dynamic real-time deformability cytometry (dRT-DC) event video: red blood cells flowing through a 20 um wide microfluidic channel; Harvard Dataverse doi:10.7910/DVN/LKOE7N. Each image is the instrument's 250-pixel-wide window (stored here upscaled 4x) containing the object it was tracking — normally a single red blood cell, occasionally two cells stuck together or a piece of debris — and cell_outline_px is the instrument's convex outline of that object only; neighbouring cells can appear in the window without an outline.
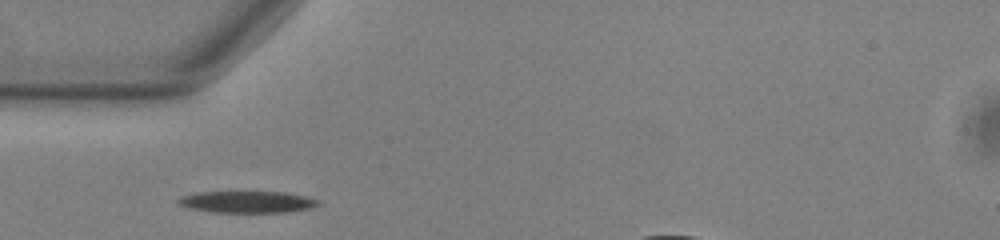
{"species": "common noctule bat (a hibernating species)", "species_latin": "Nyctalus noctula", "temperature_condition": "warm", "stored_images_in_passage": 32, "camera_frame_rate_fps": 3000, "um_per_image_px": 0.085, "animal": {"sex": "male", "body_mass_g": 13.0, "forearm_length_mm": 53.1}, "frame": {"image": 1, "passage_image": 1, "time_ms": 0.0, "image_size_px": [1000, 240], "cell_outline_px": [[320, 204], [312, 208], [288, 212], [208, 212], [188, 208], [176, 204], [176, 200], [180, 196], [196, 192], [284, 192], [304, 196], [320, 200]], "centroid_in_image_um": [20.96, 17.17], "position_along_channel_um": 64.0, "area_um2": 17.92}}
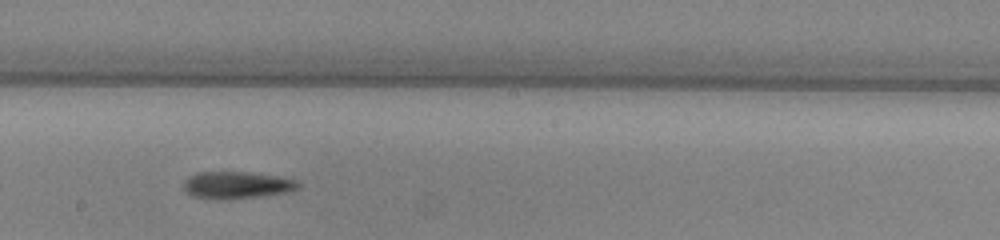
{"frame": {"image": 2, "passage_image": 14, "time_ms": 4.333, "image_size_px": [1000, 240], "cell_outline_px": [[300, 188], [288, 192], [232, 200], [216, 200], [192, 196], [184, 188], [184, 180], [188, 176], [196, 172], [248, 172], [276, 176], [300, 180]], "centroid_in_image_um": [20.14, 15.74], "position_along_channel_um": 228.1, "area_um2": 18.44}}
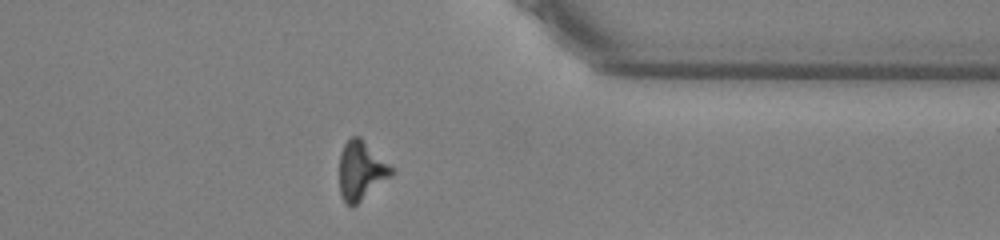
{"frame": {"image": 3, "passage_image": 27, "time_ms": 8.667, "image_size_px": [1000, 240], "cell_outline_px": [[396, 172], [392, 176], [352, 208], [344, 200], [340, 192], [340, 152], [344, 144], [352, 136], [360, 136], [396, 168]], "centroid_in_image_um": [30.75, 14.48], "position_along_channel_um": 380.6, "area_um2": 18.21}, "authors_computed_cell_mechanics": {"area_um2": 18.207, "velocity_mm_per_s": 3.8004, "shape_relaxation_time_tau1_ms": 4.0418, "shape_relaxation_time_tau2_ms": null, "deformation_change_tau1": 0.1337, "deformation_change_tau2": null}}